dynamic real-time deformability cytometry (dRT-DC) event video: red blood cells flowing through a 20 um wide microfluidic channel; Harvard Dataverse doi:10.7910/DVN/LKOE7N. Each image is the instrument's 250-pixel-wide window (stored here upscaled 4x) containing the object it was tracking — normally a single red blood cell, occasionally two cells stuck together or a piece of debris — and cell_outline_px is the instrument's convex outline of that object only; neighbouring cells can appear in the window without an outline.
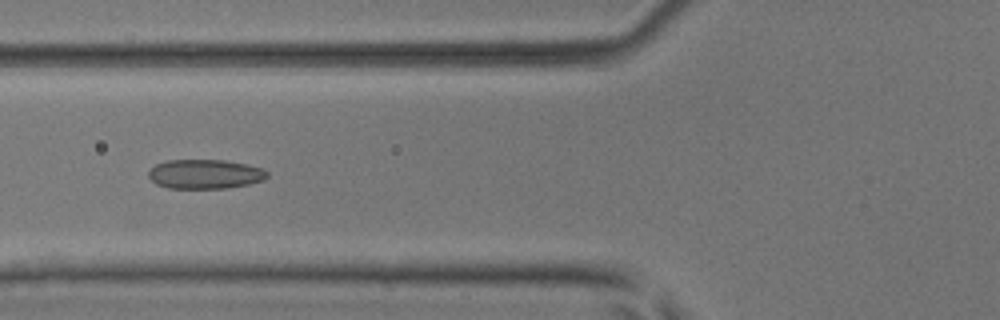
{"species": "common noctule bat (a hibernating species)", "species_latin": "Nyctalus noctula", "temperature_condition": "room temperature", "stored_images_in_passage": 50, "camera_frame_rate_fps": 3000, "um_per_image_px": 0.085, "animal": {"sex": "male", "body_mass_g": 17.9, "forearm_length_mm": 54.2}, "frame": {"image": 1, "passage_image": 19, "time_ms": 6.0, "image_size_px": [1000, 320], "cell_outline_px": [[268, 176], [264, 180], [248, 184], [228, 188], [168, 188], [156, 184], [148, 176], [148, 172], [156, 164], [168, 160], [224, 160], [248, 164], [264, 168], [268, 172]], "centroid_in_image_um": [17.46, 14.79], "position_along_channel_um": 108.3, "area_um2": 20.4}}
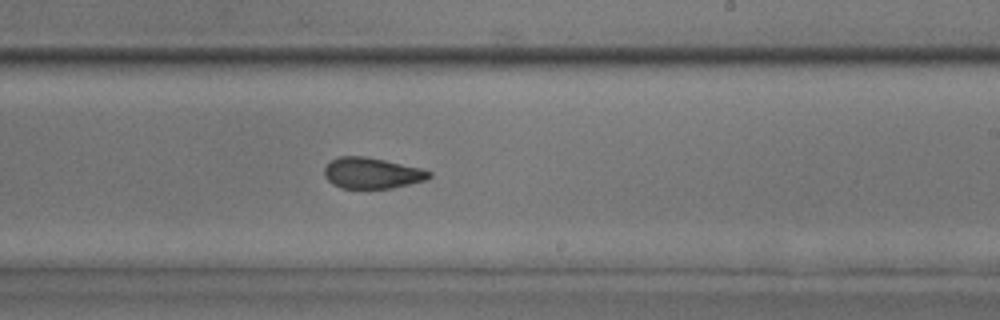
{"frame": {"image": 2, "passage_image": 30, "time_ms": 9.667, "image_size_px": [1000, 320], "cell_outline_px": [[432, 176], [428, 180], [392, 188], [340, 188], [332, 184], [324, 176], [324, 168], [328, 160], [340, 156], [364, 156], [384, 160], [420, 168], [432, 172]], "centroid_in_image_um": [31.59, 14.71], "position_along_channel_um": 257.4, "area_um2": 19.07}}
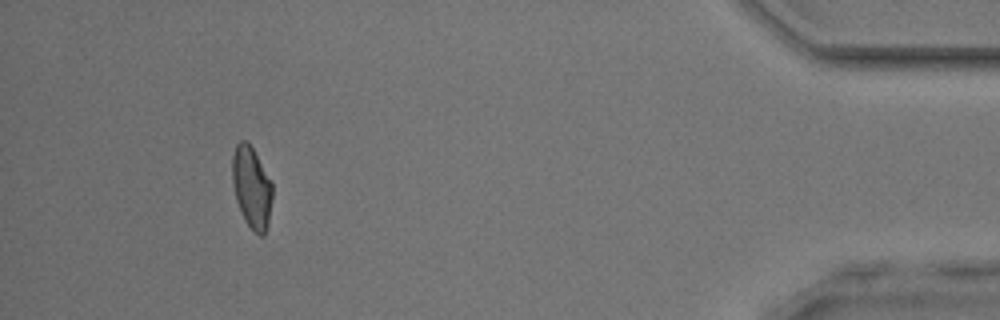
{"frame": {"image": 3, "passage_image": 46, "time_ms": 15.0, "image_size_px": [1000, 320], "cell_outline_px": [[272, 200], [268, 224], [264, 236], [260, 236], [244, 220], [236, 200], [232, 184], [232, 156], [236, 144], [240, 140], [248, 140], [272, 180]], "centroid_in_image_um": [21.39, 15.89], "position_along_channel_um": 413.8, "area_um2": 19.36}, "authors_computed_cell_mechanics": {"area_um2": 19.5653, "velocity_mm_per_s": 4.0748, "shape_relaxation_time_tau1_ms": null, "shape_relaxation_time_tau2_ms": 1.4245, "deformation_change_tau1": null, "deformation_change_tau2": 0.0815}}